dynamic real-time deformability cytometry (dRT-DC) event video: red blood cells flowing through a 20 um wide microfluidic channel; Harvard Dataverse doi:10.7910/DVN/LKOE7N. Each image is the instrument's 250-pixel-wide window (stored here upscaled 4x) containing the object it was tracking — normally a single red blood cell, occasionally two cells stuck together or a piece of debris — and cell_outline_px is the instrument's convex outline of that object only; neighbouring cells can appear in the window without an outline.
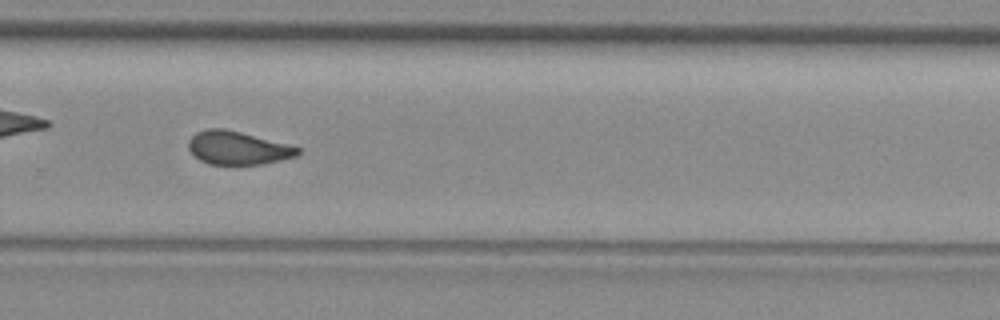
{"species": "common noctule bat (a hibernating species)", "species_latin": "Nyctalus noctula", "temperature_condition": "room temperature", "stored_images_in_passage": 36, "camera_frame_rate_fps": 3000, "um_per_image_px": 0.085, "animal": {"sex": "female", "body_mass_g": 29.2, "forearm_length_mm": 56.3}, "frame": {"image": 1, "passage_image": 21, "time_ms": 6.667, "image_size_px": [1000, 320], "cell_outline_px": [[300, 152], [296, 156], [264, 164], [208, 164], [200, 160], [188, 148], [188, 140], [196, 132], [208, 128], [224, 128], [288, 144], [300, 148]], "centroid_in_image_um": [20.19, 12.57], "position_along_channel_um": 309.6, "area_um2": 21.04}}